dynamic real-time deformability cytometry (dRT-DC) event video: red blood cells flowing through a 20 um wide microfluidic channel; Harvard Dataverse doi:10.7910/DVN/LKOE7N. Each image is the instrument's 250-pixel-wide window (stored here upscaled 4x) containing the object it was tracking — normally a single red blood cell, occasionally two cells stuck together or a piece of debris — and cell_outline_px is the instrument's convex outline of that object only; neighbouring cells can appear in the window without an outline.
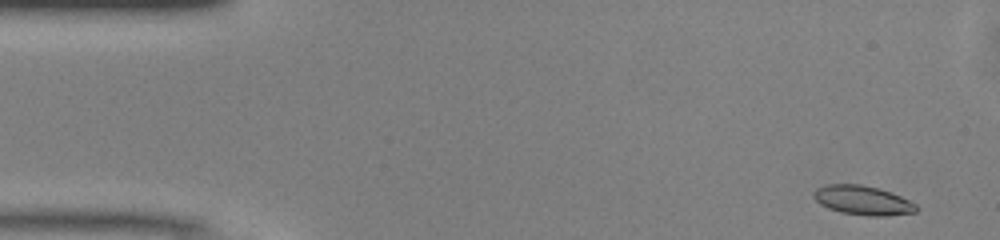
{"species": "common noctule bat (a hibernating species)", "species_latin": "Nyctalus noctula", "temperature_condition": "warm", "stored_images_in_passage": 48, "camera_frame_rate_fps": 3000, "um_per_image_px": 0.085, "animal": {"sex": "male", "body_mass_g": 13.0, "forearm_length_mm": 53.1}, "frame": {"image": 1, "passage_image": 1, "time_ms": 0.0, "image_size_px": [1000, 240], "cell_outline_px": [[920, 208], [916, 212], [888, 216], [868, 216], [840, 212], [828, 208], [820, 204], [812, 196], [812, 192], [816, 188], [824, 184], [860, 184], [880, 188], [900, 196], [916, 204]], "centroid_in_image_um": [73.32, 17.02], "position_along_channel_um": 11.7, "area_um2": 17.74}}
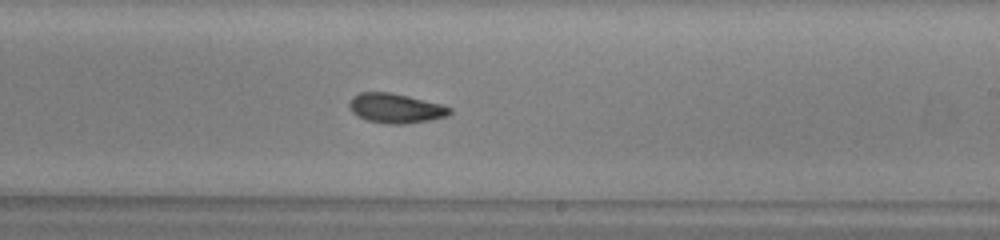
{"frame": {"image": 2, "passage_image": 27, "time_ms": 8.667, "image_size_px": [1000, 240], "cell_outline_px": [[452, 112], [448, 116], [432, 120], [404, 124], [388, 124], [368, 120], [352, 112], [348, 104], [352, 96], [360, 92], [388, 92], [408, 96], [440, 104], [452, 108]], "centroid_in_image_um": [33.64, 9.2], "position_along_channel_um": 255.4, "area_um2": 17.28}}
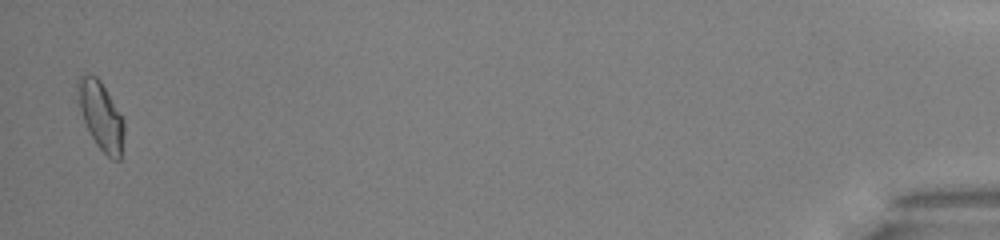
{"frame": {"image": 3, "passage_image": 47, "time_ms": 15.333, "image_size_px": [1000, 240], "cell_outline_px": [[124, 132], [120, 160], [112, 160], [96, 144], [84, 120], [80, 108], [76, 84], [76, 80], [80, 76], [88, 72], [96, 76], [100, 80], [124, 120]], "centroid_in_image_um": [8.57, 9.81], "position_along_channel_um": 426.6, "area_um2": 18.15}, "authors_computed_cell_mechanics": {"area_um2": 17.34, "velocity_mm_per_s": 4.0858, "shape_relaxation_time_tau1_ms": 5.0939, "shape_relaxation_time_tau2_ms": 2.622, "deformation_change_tau1": 0.1371, "deformation_change_tau2": 0.0678}}